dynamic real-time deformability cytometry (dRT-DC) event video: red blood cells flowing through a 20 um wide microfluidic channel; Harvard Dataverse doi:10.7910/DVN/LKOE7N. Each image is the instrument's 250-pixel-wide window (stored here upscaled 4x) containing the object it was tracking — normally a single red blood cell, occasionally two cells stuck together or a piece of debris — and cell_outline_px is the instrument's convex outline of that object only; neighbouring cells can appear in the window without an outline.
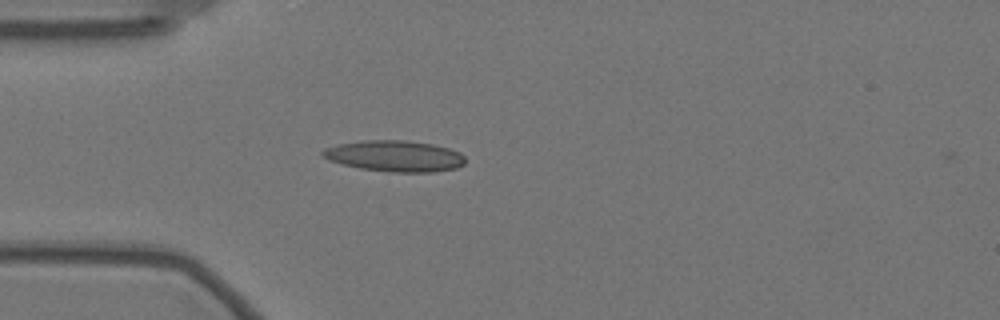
{"species": "Egyptian fruit bat (a non-hibernating species)", "species_latin": "Rousettus aegyptiacus", "temperature_condition": "warm", "stored_images_in_passage": 42, "camera_frame_rate_fps": 3000, "um_per_image_px": 0.085, "animal": {"sex": "female"}, "frame": {"image": 1, "passage_image": 1, "time_ms": 0.0, "image_size_px": [1000, 320], "cell_outline_px": [[464, 164], [456, 168], [432, 172], [388, 172], [360, 168], [328, 160], [320, 152], [324, 148], [340, 144], [364, 140], [404, 140], [432, 144], [448, 148], [460, 152], [464, 156]], "centroid_in_image_um": [33.56, 13.26], "position_along_channel_um": 51.4, "area_um2": 25.72}}
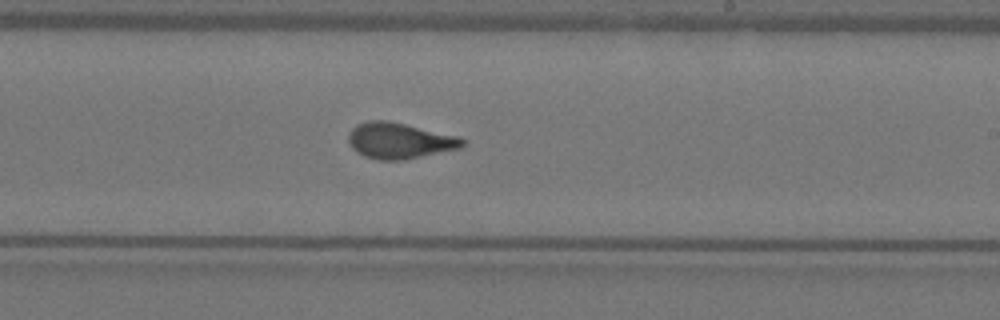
{"frame": {"image": 2, "passage_image": 19, "time_ms": 6.0, "image_size_px": [1000, 320], "cell_outline_px": [[464, 144], [460, 148], [404, 160], [380, 160], [364, 156], [356, 152], [352, 148], [348, 140], [348, 132], [356, 124], [372, 120], [388, 120], [460, 136], [464, 140]], "centroid_in_image_um": [33.94, 11.95], "position_along_channel_um": 255.1, "area_um2": 23.99}}
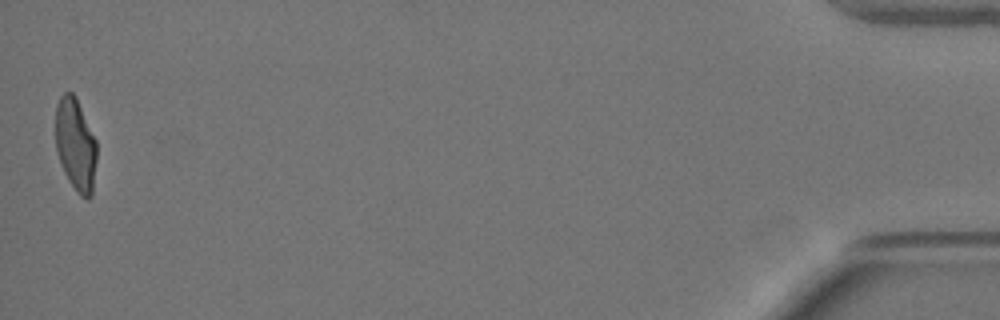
{"frame": {"image": 3, "passage_image": 42, "time_ms": 13.667, "image_size_px": [1000, 320], "cell_outline_px": [[96, 160], [92, 196], [88, 200], [80, 196], [76, 192], [68, 180], [60, 164], [56, 152], [56, 104], [60, 96], [64, 92], [72, 92], [76, 96], [96, 140]], "centroid_in_image_um": [6.42, 12.31], "position_along_channel_um": 428.8, "area_um2": 22.48}, "authors_computed_cell_mechanics": {"area_um2": 23.2645, "velocity_mm_per_s": 3.5267, "shape_relaxation_time_tau1_ms": 9.3498, "shape_relaxation_time_tau2_ms": 1.0876, "deformation_change_tau1": 0.2665, "deformation_change_tau2": 0.0859}}